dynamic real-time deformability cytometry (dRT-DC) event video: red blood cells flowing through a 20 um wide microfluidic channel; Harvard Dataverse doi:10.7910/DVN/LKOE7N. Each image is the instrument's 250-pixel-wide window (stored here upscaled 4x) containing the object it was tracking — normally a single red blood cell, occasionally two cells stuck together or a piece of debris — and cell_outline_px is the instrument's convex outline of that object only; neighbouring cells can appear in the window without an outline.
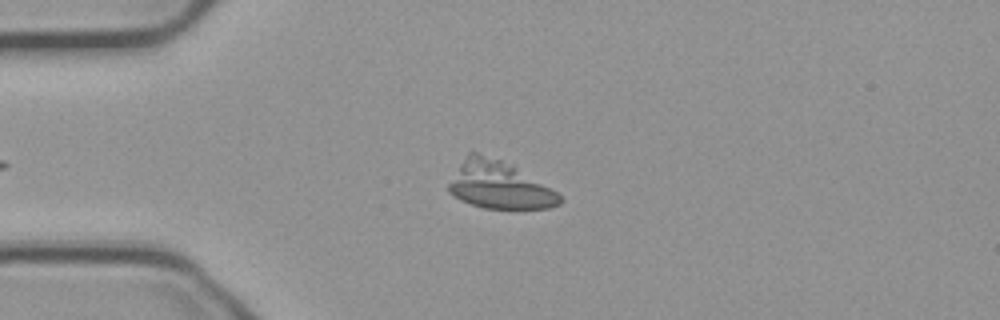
{"species": "common noctule bat (a hibernating species)", "species_latin": "Nyctalus noctula", "temperature_condition": "cold", "stored_images_in_passage": 42, "camera_frame_rate_fps": 3000, "um_per_image_px": 0.085, "animal": {"sex": "male", "body_mass_g": 23.1, "forearm_length_mm": 52.7}, "frame": {"image": 1, "passage_image": 5, "time_ms": 1.333, "image_size_px": [1000, 320], "cell_outline_px": [[564, 200], [560, 204], [548, 208], [484, 208], [460, 200], [452, 196], [448, 192], [448, 184], [460, 164], [468, 152], [476, 152], [512, 164], [556, 192]], "centroid_in_image_um": [42.4, 15.74], "position_along_channel_um": 42.6, "area_um2": 30.29}}
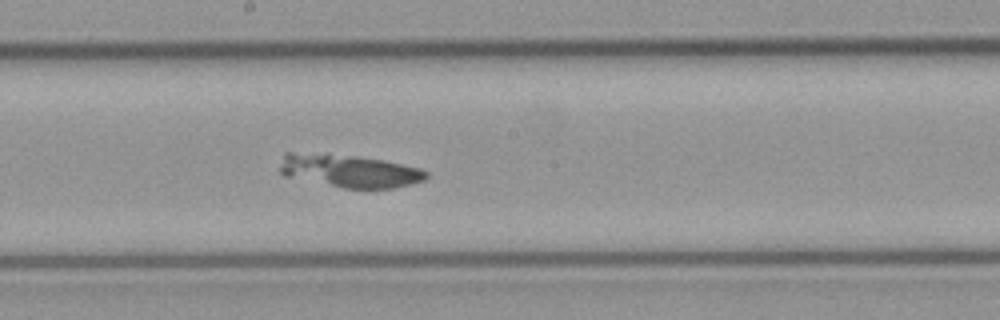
{"frame": {"image": 2, "passage_image": 21, "time_ms": 6.667, "image_size_px": [1000, 320], "cell_outline_px": [[428, 176], [424, 180], [412, 184], [392, 188], [344, 188], [284, 176], [280, 172], [280, 168], [284, 152], [328, 152], [384, 160], [420, 168], [428, 172]], "centroid_in_image_um": [29.67, 14.5], "position_along_channel_um": 218.5, "area_um2": 28.38}}
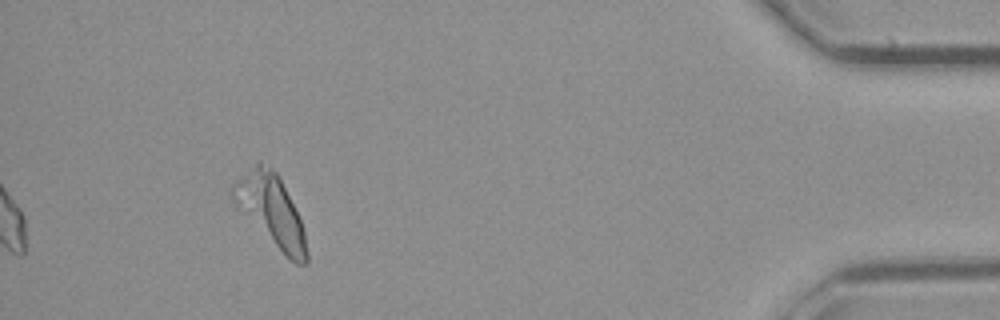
{"frame": {"image": 3, "passage_image": 42, "time_ms": 13.667, "image_size_px": [1000, 320], "cell_outline_px": [[308, 260], [304, 264], [296, 264], [232, 200], [228, 192], [232, 184], [260, 160], [272, 168], [276, 172], [300, 220], [304, 232], [308, 252]], "centroid_in_image_um": [23.03, 17.82], "position_along_channel_um": 412.2, "area_um2": 28.9}}